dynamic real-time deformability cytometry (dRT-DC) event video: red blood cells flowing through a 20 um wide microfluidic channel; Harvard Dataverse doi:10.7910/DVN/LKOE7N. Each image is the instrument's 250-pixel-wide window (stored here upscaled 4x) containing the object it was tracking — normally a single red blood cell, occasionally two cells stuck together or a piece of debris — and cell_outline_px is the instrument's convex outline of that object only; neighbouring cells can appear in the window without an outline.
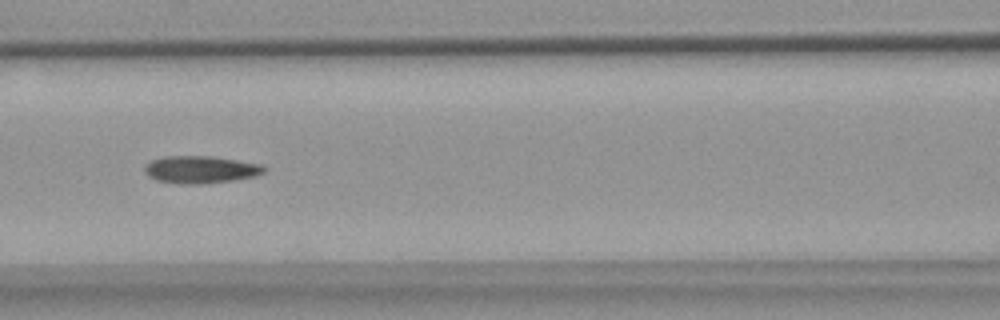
{"species": "common noctule bat (a hibernating species)", "species_latin": "Nyctalus noctula", "temperature_condition": "warm", "stored_images_in_passage": 8, "camera_frame_rate_fps": 3000, "um_per_image_px": 0.085, "animal": {"sex": "female", "body_mass_g": 18.4}, "frame": {"image": 1, "passage_image": 6, "time_ms": 6.0, "image_size_px": [1000, 320], "cell_outline_px": [[268, 168], [264, 172], [256, 176], [232, 180], [200, 184], [180, 184], [156, 180], [148, 176], [144, 172], [144, 164], [152, 160], [164, 156], [212, 156], [260, 164]], "centroid_in_image_um": [17.02, 14.41], "position_along_channel_um": 149.6, "area_um2": 19.13}}
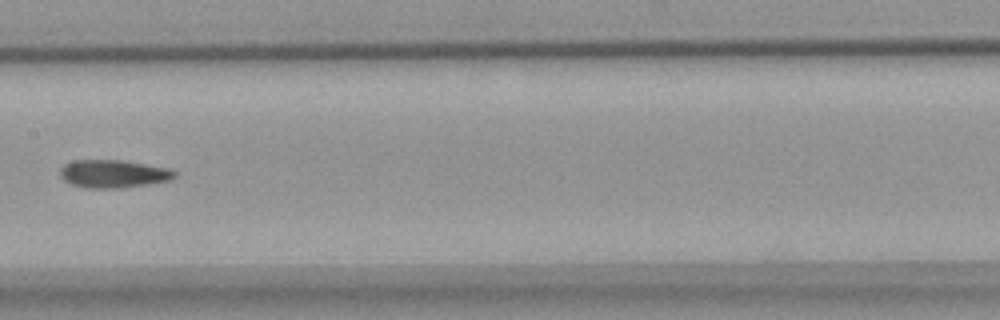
{"frame": {"image": 2, "passage_image": 7, "time_ms": 7.333, "image_size_px": [1000, 320], "cell_outline_px": [[176, 176], [172, 180], [148, 184], [120, 188], [84, 188], [72, 184], [64, 180], [60, 176], [60, 168], [64, 164], [72, 160], [124, 160], [172, 168], [176, 172]], "centroid_in_image_um": [9.66, 14.76], "position_along_channel_um": 197.7, "area_um2": 18.96}}
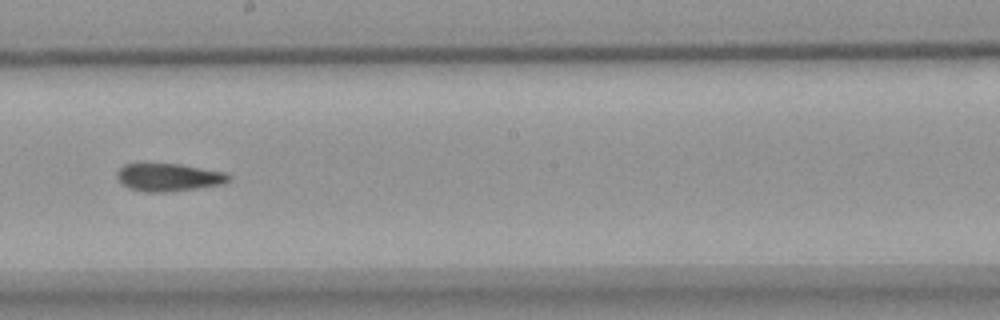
{"frame": {"image": 3, "passage_image": 8, "time_ms": 8.333, "image_size_px": [1000, 320], "cell_outline_px": [[232, 180], [224, 184], [196, 188], [164, 192], [144, 192], [128, 188], [120, 184], [116, 176], [116, 172], [124, 164], [144, 160], [180, 164], [228, 172], [232, 176]], "centroid_in_image_um": [14.29, 15.02], "position_along_channel_um": 233.9, "area_um2": 19.19}}